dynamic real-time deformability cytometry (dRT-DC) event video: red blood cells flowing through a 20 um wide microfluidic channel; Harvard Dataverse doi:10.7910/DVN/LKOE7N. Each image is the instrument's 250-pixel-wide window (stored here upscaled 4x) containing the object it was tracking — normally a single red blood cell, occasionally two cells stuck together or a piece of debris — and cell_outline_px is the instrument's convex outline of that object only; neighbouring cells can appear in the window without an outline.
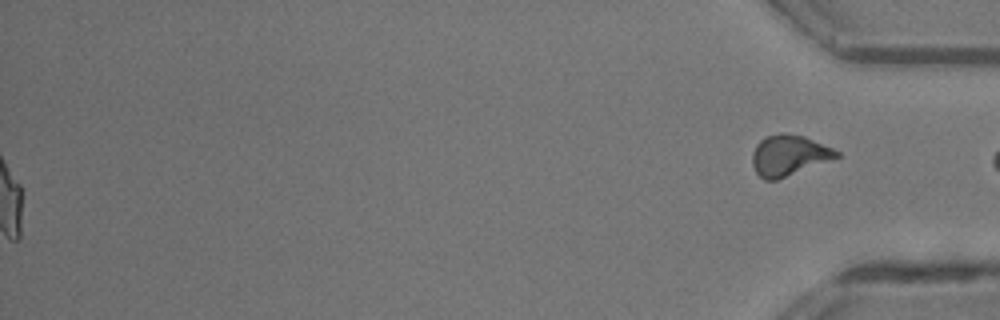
{"species": "common noctule bat (a hibernating species)", "species_latin": "Nyctalus noctula", "temperature_condition": "room temperature", "stored_images_in_passage": 36, "segment_of_instrument_passage": [2, 2], "camera_frame_rate_fps": 3000, "um_per_image_px": 0.085, "animal": {"sex": "male", "body_mass_g": 13.3}, "frame": {"image": 1, "passage_image": 36, "time_ms": 11.667, "image_size_px": [1000, 320], "cell_outline_px": [[840, 156], [832, 160], [776, 180], [764, 180], [756, 172], [752, 164], [752, 152], [756, 144], [764, 136], [780, 132], [784, 132], [804, 136], [832, 148], [840, 152]], "centroid_in_image_um": [67.04, 13.19], "position_along_channel_um": 368.2, "area_um2": 20.11}}